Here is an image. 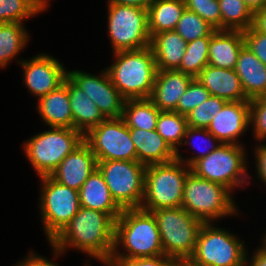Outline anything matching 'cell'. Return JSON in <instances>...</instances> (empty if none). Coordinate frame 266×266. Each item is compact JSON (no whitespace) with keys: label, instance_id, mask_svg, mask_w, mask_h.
<instances>
[{"label":"cell","instance_id":"6da1fadb","mask_svg":"<svg viewBox=\"0 0 266 266\" xmlns=\"http://www.w3.org/2000/svg\"><path fill=\"white\" fill-rule=\"evenodd\" d=\"M114 242L115 220L108 213L80 207L50 244L65 254L74 249L87 258L107 264L113 254Z\"/></svg>","mask_w":266,"mask_h":266},{"label":"cell","instance_id":"7a4b0ae2","mask_svg":"<svg viewBox=\"0 0 266 266\" xmlns=\"http://www.w3.org/2000/svg\"><path fill=\"white\" fill-rule=\"evenodd\" d=\"M161 255H164V249L154 215L140 208L123 209L115 221V242L111 258Z\"/></svg>","mask_w":266,"mask_h":266},{"label":"cell","instance_id":"3957f363","mask_svg":"<svg viewBox=\"0 0 266 266\" xmlns=\"http://www.w3.org/2000/svg\"><path fill=\"white\" fill-rule=\"evenodd\" d=\"M112 54L113 62L105 68L120 94L126 100L150 98L157 74L151 47Z\"/></svg>","mask_w":266,"mask_h":266},{"label":"cell","instance_id":"277c9868","mask_svg":"<svg viewBox=\"0 0 266 266\" xmlns=\"http://www.w3.org/2000/svg\"><path fill=\"white\" fill-rule=\"evenodd\" d=\"M233 195L224 185L190 172L184 184L182 207L203 223H219L220 219L244 214L240 212Z\"/></svg>","mask_w":266,"mask_h":266},{"label":"cell","instance_id":"5b68a950","mask_svg":"<svg viewBox=\"0 0 266 266\" xmlns=\"http://www.w3.org/2000/svg\"><path fill=\"white\" fill-rule=\"evenodd\" d=\"M247 156L246 146L222 143L190 168L197 177L222 184L235 195V190H244L252 182Z\"/></svg>","mask_w":266,"mask_h":266},{"label":"cell","instance_id":"8992f818","mask_svg":"<svg viewBox=\"0 0 266 266\" xmlns=\"http://www.w3.org/2000/svg\"><path fill=\"white\" fill-rule=\"evenodd\" d=\"M22 144L23 154L37 177L50 176L61 161L84 141V135L72 128L48 127Z\"/></svg>","mask_w":266,"mask_h":266},{"label":"cell","instance_id":"52a82bcc","mask_svg":"<svg viewBox=\"0 0 266 266\" xmlns=\"http://www.w3.org/2000/svg\"><path fill=\"white\" fill-rule=\"evenodd\" d=\"M190 172V167L176 159L147 165L145 193L140 209L152 212L156 209L182 207L184 184Z\"/></svg>","mask_w":266,"mask_h":266},{"label":"cell","instance_id":"ba28073f","mask_svg":"<svg viewBox=\"0 0 266 266\" xmlns=\"http://www.w3.org/2000/svg\"><path fill=\"white\" fill-rule=\"evenodd\" d=\"M238 234L219 227L217 222L203 223L191 260L198 266H245L248 243Z\"/></svg>","mask_w":266,"mask_h":266},{"label":"cell","instance_id":"9c48e42d","mask_svg":"<svg viewBox=\"0 0 266 266\" xmlns=\"http://www.w3.org/2000/svg\"><path fill=\"white\" fill-rule=\"evenodd\" d=\"M39 181V218L46 241L50 243L78 212L79 192L58 183L50 176L39 177Z\"/></svg>","mask_w":266,"mask_h":266},{"label":"cell","instance_id":"30bf717a","mask_svg":"<svg viewBox=\"0 0 266 266\" xmlns=\"http://www.w3.org/2000/svg\"><path fill=\"white\" fill-rule=\"evenodd\" d=\"M151 213L157 222L164 255L191 258L203 222L183 207L156 209Z\"/></svg>","mask_w":266,"mask_h":266},{"label":"cell","instance_id":"8fae6325","mask_svg":"<svg viewBox=\"0 0 266 266\" xmlns=\"http://www.w3.org/2000/svg\"><path fill=\"white\" fill-rule=\"evenodd\" d=\"M106 16V29L113 53L150 46L147 9L107 3Z\"/></svg>","mask_w":266,"mask_h":266},{"label":"cell","instance_id":"7c38bea8","mask_svg":"<svg viewBox=\"0 0 266 266\" xmlns=\"http://www.w3.org/2000/svg\"><path fill=\"white\" fill-rule=\"evenodd\" d=\"M105 183L122 209L140 208L145 193L146 165L138 161H97Z\"/></svg>","mask_w":266,"mask_h":266},{"label":"cell","instance_id":"4fadbf2b","mask_svg":"<svg viewBox=\"0 0 266 266\" xmlns=\"http://www.w3.org/2000/svg\"><path fill=\"white\" fill-rule=\"evenodd\" d=\"M97 161H137V152L130 136V128L120 118H108L84 135Z\"/></svg>","mask_w":266,"mask_h":266},{"label":"cell","instance_id":"5bb4252c","mask_svg":"<svg viewBox=\"0 0 266 266\" xmlns=\"http://www.w3.org/2000/svg\"><path fill=\"white\" fill-rule=\"evenodd\" d=\"M67 77L92 99L106 119L122 117L126 99L112 84L105 67L98 74L67 70Z\"/></svg>","mask_w":266,"mask_h":266},{"label":"cell","instance_id":"9a60e30c","mask_svg":"<svg viewBox=\"0 0 266 266\" xmlns=\"http://www.w3.org/2000/svg\"><path fill=\"white\" fill-rule=\"evenodd\" d=\"M19 66L23 70V85L37 100L57 89L67 77L68 68L50 53L23 59Z\"/></svg>","mask_w":266,"mask_h":266},{"label":"cell","instance_id":"2e32d148","mask_svg":"<svg viewBox=\"0 0 266 266\" xmlns=\"http://www.w3.org/2000/svg\"><path fill=\"white\" fill-rule=\"evenodd\" d=\"M207 130L223 144L246 146L240 139L250 131V100L227 102Z\"/></svg>","mask_w":266,"mask_h":266},{"label":"cell","instance_id":"e0dca14e","mask_svg":"<svg viewBox=\"0 0 266 266\" xmlns=\"http://www.w3.org/2000/svg\"><path fill=\"white\" fill-rule=\"evenodd\" d=\"M96 168V156L83 141L61 161L50 177L64 186L79 191Z\"/></svg>","mask_w":266,"mask_h":266},{"label":"cell","instance_id":"ac0fdd59","mask_svg":"<svg viewBox=\"0 0 266 266\" xmlns=\"http://www.w3.org/2000/svg\"><path fill=\"white\" fill-rule=\"evenodd\" d=\"M36 112L46 127L72 128L73 116L68 93V77L57 89L36 100Z\"/></svg>","mask_w":266,"mask_h":266},{"label":"cell","instance_id":"d6986e66","mask_svg":"<svg viewBox=\"0 0 266 266\" xmlns=\"http://www.w3.org/2000/svg\"><path fill=\"white\" fill-rule=\"evenodd\" d=\"M192 76L178 70H157L150 100L160 111H175Z\"/></svg>","mask_w":266,"mask_h":266},{"label":"cell","instance_id":"ffe728a7","mask_svg":"<svg viewBox=\"0 0 266 266\" xmlns=\"http://www.w3.org/2000/svg\"><path fill=\"white\" fill-rule=\"evenodd\" d=\"M196 78L211 95L227 102L249 100L235 69L217 68L208 64Z\"/></svg>","mask_w":266,"mask_h":266},{"label":"cell","instance_id":"44dd1931","mask_svg":"<svg viewBox=\"0 0 266 266\" xmlns=\"http://www.w3.org/2000/svg\"><path fill=\"white\" fill-rule=\"evenodd\" d=\"M78 192L80 207L108 213L115 221L123 211L113 199L98 168L93 171Z\"/></svg>","mask_w":266,"mask_h":266},{"label":"cell","instance_id":"7402d4cb","mask_svg":"<svg viewBox=\"0 0 266 266\" xmlns=\"http://www.w3.org/2000/svg\"><path fill=\"white\" fill-rule=\"evenodd\" d=\"M137 152V161L144 165L167 163L176 159V152L155 130L130 128Z\"/></svg>","mask_w":266,"mask_h":266},{"label":"cell","instance_id":"603a6c76","mask_svg":"<svg viewBox=\"0 0 266 266\" xmlns=\"http://www.w3.org/2000/svg\"><path fill=\"white\" fill-rule=\"evenodd\" d=\"M235 72L249 100L266 96V66L246 45L239 52Z\"/></svg>","mask_w":266,"mask_h":266},{"label":"cell","instance_id":"cb8c5ba5","mask_svg":"<svg viewBox=\"0 0 266 266\" xmlns=\"http://www.w3.org/2000/svg\"><path fill=\"white\" fill-rule=\"evenodd\" d=\"M244 45L242 31L215 30L209 43L208 64L217 68L235 69L239 52Z\"/></svg>","mask_w":266,"mask_h":266},{"label":"cell","instance_id":"d4e9b609","mask_svg":"<svg viewBox=\"0 0 266 266\" xmlns=\"http://www.w3.org/2000/svg\"><path fill=\"white\" fill-rule=\"evenodd\" d=\"M187 42L175 31H165L151 36L150 47L153 51L157 70H177Z\"/></svg>","mask_w":266,"mask_h":266},{"label":"cell","instance_id":"484cf974","mask_svg":"<svg viewBox=\"0 0 266 266\" xmlns=\"http://www.w3.org/2000/svg\"><path fill=\"white\" fill-rule=\"evenodd\" d=\"M68 93L73 116V129L85 135L106 118L92 99L68 78Z\"/></svg>","mask_w":266,"mask_h":266},{"label":"cell","instance_id":"4316f807","mask_svg":"<svg viewBox=\"0 0 266 266\" xmlns=\"http://www.w3.org/2000/svg\"><path fill=\"white\" fill-rule=\"evenodd\" d=\"M31 39L24 23H0V68L5 69L12 61L18 65L24 58L17 56Z\"/></svg>","mask_w":266,"mask_h":266},{"label":"cell","instance_id":"83f0119b","mask_svg":"<svg viewBox=\"0 0 266 266\" xmlns=\"http://www.w3.org/2000/svg\"><path fill=\"white\" fill-rule=\"evenodd\" d=\"M184 10V0H154L147 8L150 36L175 30Z\"/></svg>","mask_w":266,"mask_h":266},{"label":"cell","instance_id":"f1b7e54d","mask_svg":"<svg viewBox=\"0 0 266 266\" xmlns=\"http://www.w3.org/2000/svg\"><path fill=\"white\" fill-rule=\"evenodd\" d=\"M221 144L222 143L206 128H194L188 126L181 145L182 147H180L176 151V160H179L186 164L188 167H191L196 161L203 157H206L209 153L217 149ZM184 145L186 147L191 146L190 149L192 148V150L194 149L197 152H193L192 156H183L182 152L180 151L182 150Z\"/></svg>","mask_w":266,"mask_h":266},{"label":"cell","instance_id":"f546056e","mask_svg":"<svg viewBox=\"0 0 266 266\" xmlns=\"http://www.w3.org/2000/svg\"><path fill=\"white\" fill-rule=\"evenodd\" d=\"M160 110L149 99L125 100L122 119L129 128L155 130Z\"/></svg>","mask_w":266,"mask_h":266},{"label":"cell","instance_id":"4dcf8cb0","mask_svg":"<svg viewBox=\"0 0 266 266\" xmlns=\"http://www.w3.org/2000/svg\"><path fill=\"white\" fill-rule=\"evenodd\" d=\"M187 128L185 115L175 111H160L156 131L175 152L181 147Z\"/></svg>","mask_w":266,"mask_h":266},{"label":"cell","instance_id":"1f68e13d","mask_svg":"<svg viewBox=\"0 0 266 266\" xmlns=\"http://www.w3.org/2000/svg\"><path fill=\"white\" fill-rule=\"evenodd\" d=\"M221 30L244 31L251 27L253 12L243 0H218Z\"/></svg>","mask_w":266,"mask_h":266},{"label":"cell","instance_id":"d6a6232c","mask_svg":"<svg viewBox=\"0 0 266 266\" xmlns=\"http://www.w3.org/2000/svg\"><path fill=\"white\" fill-rule=\"evenodd\" d=\"M210 39L211 37H201L187 43L184 57L177 70L196 78L208 65Z\"/></svg>","mask_w":266,"mask_h":266},{"label":"cell","instance_id":"836d02e7","mask_svg":"<svg viewBox=\"0 0 266 266\" xmlns=\"http://www.w3.org/2000/svg\"><path fill=\"white\" fill-rule=\"evenodd\" d=\"M44 11L33 0H0V23H24Z\"/></svg>","mask_w":266,"mask_h":266},{"label":"cell","instance_id":"e575fe53","mask_svg":"<svg viewBox=\"0 0 266 266\" xmlns=\"http://www.w3.org/2000/svg\"><path fill=\"white\" fill-rule=\"evenodd\" d=\"M175 31L187 42L197 38L211 37L215 29L198 14L185 9L177 23Z\"/></svg>","mask_w":266,"mask_h":266},{"label":"cell","instance_id":"d590c367","mask_svg":"<svg viewBox=\"0 0 266 266\" xmlns=\"http://www.w3.org/2000/svg\"><path fill=\"white\" fill-rule=\"evenodd\" d=\"M226 103L227 101L224 99L210 95L206 101L186 114L188 126L207 129L213 117L218 114Z\"/></svg>","mask_w":266,"mask_h":266},{"label":"cell","instance_id":"8d00e7d4","mask_svg":"<svg viewBox=\"0 0 266 266\" xmlns=\"http://www.w3.org/2000/svg\"><path fill=\"white\" fill-rule=\"evenodd\" d=\"M209 91L199 82L197 78H193L189 83L186 91L180 97L175 112L185 115L199 106L202 102L210 97Z\"/></svg>","mask_w":266,"mask_h":266},{"label":"cell","instance_id":"74e56055","mask_svg":"<svg viewBox=\"0 0 266 266\" xmlns=\"http://www.w3.org/2000/svg\"><path fill=\"white\" fill-rule=\"evenodd\" d=\"M185 9L198 14L215 30H221V13L218 0H184Z\"/></svg>","mask_w":266,"mask_h":266},{"label":"cell","instance_id":"f35d334b","mask_svg":"<svg viewBox=\"0 0 266 266\" xmlns=\"http://www.w3.org/2000/svg\"><path fill=\"white\" fill-rule=\"evenodd\" d=\"M250 129L256 143H266V98L250 100Z\"/></svg>","mask_w":266,"mask_h":266},{"label":"cell","instance_id":"ab89813d","mask_svg":"<svg viewBox=\"0 0 266 266\" xmlns=\"http://www.w3.org/2000/svg\"><path fill=\"white\" fill-rule=\"evenodd\" d=\"M174 258L167 255L144 258H111L108 266H171Z\"/></svg>","mask_w":266,"mask_h":266},{"label":"cell","instance_id":"60d3db41","mask_svg":"<svg viewBox=\"0 0 266 266\" xmlns=\"http://www.w3.org/2000/svg\"><path fill=\"white\" fill-rule=\"evenodd\" d=\"M242 33L245 45L266 66V34L256 32L251 27Z\"/></svg>","mask_w":266,"mask_h":266},{"label":"cell","instance_id":"b9f144b4","mask_svg":"<svg viewBox=\"0 0 266 266\" xmlns=\"http://www.w3.org/2000/svg\"><path fill=\"white\" fill-rule=\"evenodd\" d=\"M52 251V258L49 259L47 256H43L40 253H36L34 250H30L27 256L19 260L14 266H60L56 263V259L63 257L64 252L56 249L53 245L49 243ZM53 259V260H52Z\"/></svg>","mask_w":266,"mask_h":266},{"label":"cell","instance_id":"7bdbcfd3","mask_svg":"<svg viewBox=\"0 0 266 266\" xmlns=\"http://www.w3.org/2000/svg\"><path fill=\"white\" fill-rule=\"evenodd\" d=\"M254 157V176L264 187H266V143H256L252 147Z\"/></svg>","mask_w":266,"mask_h":266},{"label":"cell","instance_id":"ee69618b","mask_svg":"<svg viewBox=\"0 0 266 266\" xmlns=\"http://www.w3.org/2000/svg\"><path fill=\"white\" fill-rule=\"evenodd\" d=\"M259 247L252 250L247 249L246 253V266H266V247H264L261 243L258 244ZM251 253V256H250Z\"/></svg>","mask_w":266,"mask_h":266},{"label":"cell","instance_id":"f6af8a7d","mask_svg":"<svg viewBox=\"0 0 266 266\" xmlns=\"http://www.w3.org/2000/svg\"><path fill=\"white\" fill-rule=\"evenodd\" d=\"M251 28L266 34V7L253 12Z\"/></svg>","mask_w":266,"mask_h":266},{"label":"cell","instance_id":"bcb514c9","mask_svg":"<svg viewBox=\"0 0 266 266\" xmlns=\"http://www.w3.org/2000/svg\"><path fill=\"white\" fill-rule=\"evenodd\" d=\"M154 0H107L106 3H114L119 5L135 6L147 9Z\"/></svg>","mask_w":266,"mask_h":266},{"label":"cell","instance_id":"7dc6e473","mask_svg":"<svg viewBox=\"0 0 266 266\" xmlns=\"http://www.w3.org/2000/svg\"><path fill=\"white\" fill-rule=\"evenodd\" d=\"M252 12L266 7V0H243Z\"/></svg>","mask_w":266,"mask_h":266},{"label":"cell","instance_id":"c3c4849f","mask_svg":"<svg viewBox=\"0 0 266 266\" xmlns=\"http://www.w3.org/2000/svg\"><path fill=\"white\" fill-rule=\"evenodd\" d=\"M171 266H198L190 258L173 259Z\"/></svg>","mask_w":266,"mask_h":266},{"label":"cell","instance_id":"681fc988","mask_svg":"<svg viewBox=\"0 0 266 266\" xmlns=\"http://www.w3.org/2000/svg\"><path fill=\"white\" fill-rule=\"evenodd\" d=\"M44 12L48 11L51 0H33Z\"/></svg>","mask_w":266,"mask_h":266},{"label":"cell","instance_id":"f907efd6","mask_svg":"<svg viewBox=\"0 0 266 266\" xmlns=\"http://www.w3.org/2000/svg\"><path fill=\"white\" fill-rule=\"evenodd\" d=\"M263 232L264 233H262L261 239H259V240H261V242H259V243H261L264 247H266V230Z\"/></svg>","mask_w":266,"mask_h":266},{"label":"cell","instance_id":"816d5d0a","mask_svg":"<svg viewBox=\"0 0 266 266\" xmlns=\"http://www.w3.org/2000/svg\"><path fill=\"white\" fill-rule=\"evenodd\" d=\"M91 264L89 263H87V261L85 262V265L84 266H90Z\"/></svg>","mask_w":266,"mask_h":266}]
</instances>
